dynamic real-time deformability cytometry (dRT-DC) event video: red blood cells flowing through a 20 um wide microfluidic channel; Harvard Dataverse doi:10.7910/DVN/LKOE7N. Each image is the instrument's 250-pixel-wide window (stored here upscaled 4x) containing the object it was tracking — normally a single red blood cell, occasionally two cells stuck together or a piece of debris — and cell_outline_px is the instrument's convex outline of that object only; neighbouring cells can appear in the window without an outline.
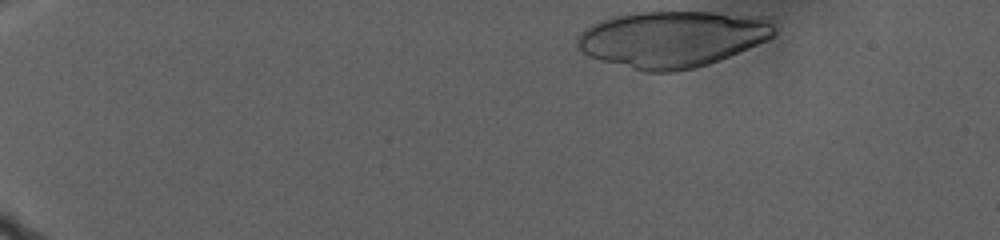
{"species": "human", "species_latin": "Homo sapiens", "temperature_condition": "warm", "stored_images_in_passage": 78, "camera_frame_rate_fps": 3000, "um_per_image_px": 0.085, "donor": {"sex": "male"}, "frame": {"image": 1, "passage_image": 1, "time_ms": 0.0, "image_size_px": [1000, 240], "cell_outline_px": [[776, 32], [768, 40], [720, 60], [696, 68], [676, 72], [644, 72], [600, 60], [588, 56], [576, 44], [576, 36], [584, 28], [600, 20], [612, 16], [632, 12], [716, 12], [768, 16]], "centroid_in_image_um": [57.15, 3.3], "position_along_channel_um": 27.9, "area_um2": 65.49}}